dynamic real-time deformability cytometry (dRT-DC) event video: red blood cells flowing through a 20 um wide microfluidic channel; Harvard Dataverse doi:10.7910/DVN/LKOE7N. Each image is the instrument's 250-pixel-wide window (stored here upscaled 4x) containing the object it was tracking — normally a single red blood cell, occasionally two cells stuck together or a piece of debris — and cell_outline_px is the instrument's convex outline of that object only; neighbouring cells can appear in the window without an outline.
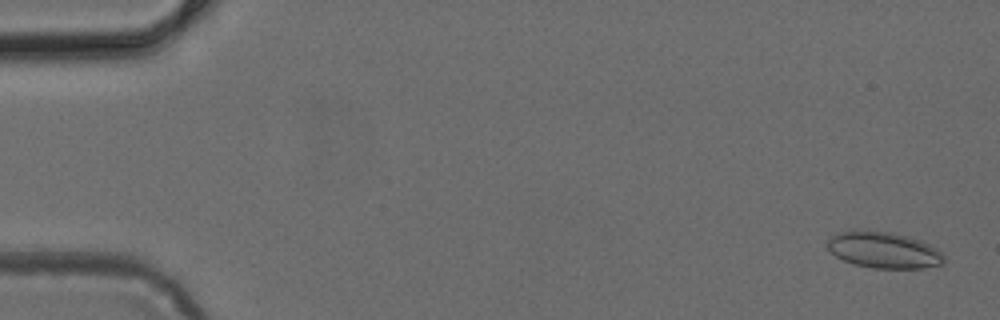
{"species": "common noctule bat (a hibernating species)", "species_latin": "Nyctalus noctula", "temperature_condition": "cold", "stored_images_in_passage": 8, "camera_frame_rate_fps": 3000, "um_per_image_px": 0.085, "animal": {"sex": "female", "body_mass_g": 24.6, "forearm_length_mm": 56.2}, "frame": {"image": 1, "passage_image": 2, "time_ms": 0.333, "image_size_px": [1000, 320], "cell_outline_px": [[944, 264], [924, 268], [872, 268], [852, 264], [836, 256], [824, 244], [836, 232], [852, 228], [892, 232], [908, 236], [920, 240], [936, 248], [944, 256]], "centroid_in_image_um": [75.06, 21.23], "position_along_channel_um": 9.9, "area_um2": 25.14}}